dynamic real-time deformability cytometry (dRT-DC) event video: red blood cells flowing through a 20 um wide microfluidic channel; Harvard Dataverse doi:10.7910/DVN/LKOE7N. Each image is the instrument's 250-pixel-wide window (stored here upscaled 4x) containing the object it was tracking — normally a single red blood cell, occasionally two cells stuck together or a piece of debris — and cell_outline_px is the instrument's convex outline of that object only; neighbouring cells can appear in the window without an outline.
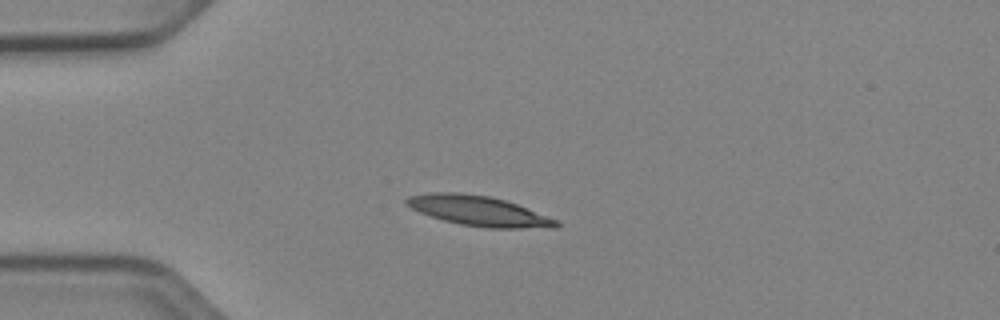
{"species": "Egyptian fruit bat (a non-hibernating species)", "species_latin": "Rousettus aegyptiacus", "temperature_condition": "cold", "stored_images_in_passage": 40, "camera_frame_rate_fps": 3000, "um_per_image_px": 0.085, "animal": {"sex": "female"}, "frame": {"image": 1, "passage_image": 1, "time_ms": 0.0, "image_size_px": [1000, 320], "cell_outline_px": [[560, 224], [556, 228], [484, 228], [460, 224], [444, 220], [420, 212], [404, 204], [404, 200], [408, 196], [432, 192], [460, 192], [488, 196], [504, 200], [516, 204], [560, 220]], "centroid_in_image_um": [40.71, 17.93], "position_along_channel_um": 44.3, "area_um2": 26.24}}
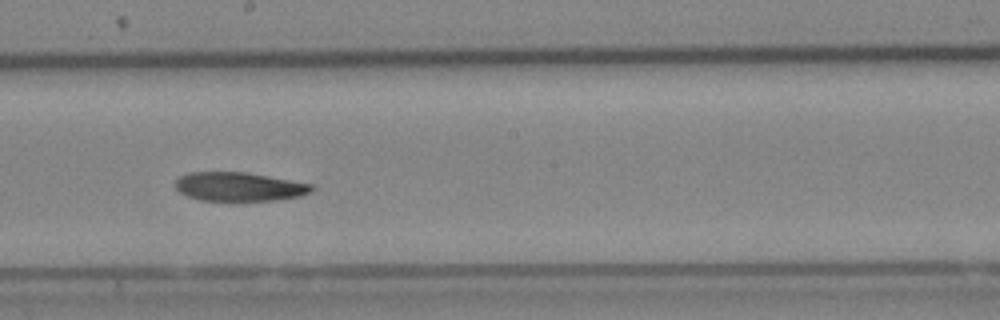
{"frame": {"image": 2, "passage_image": 17, "time_ms": 5.333, "image_size_px": [1000, 320], "cell_outline_px": [[316, 188], [312, 192], [300, 196], [272, 200], [200, 200], [188, 196], [180, 192], [176, 188], [176, 180], [180, 176], [188, 172], [244, 172], [312, 184]], "centroid_in_image_um": [20.33, 15.86], "position_along_channel_um": 227.9, "area_um2": 22.66}}
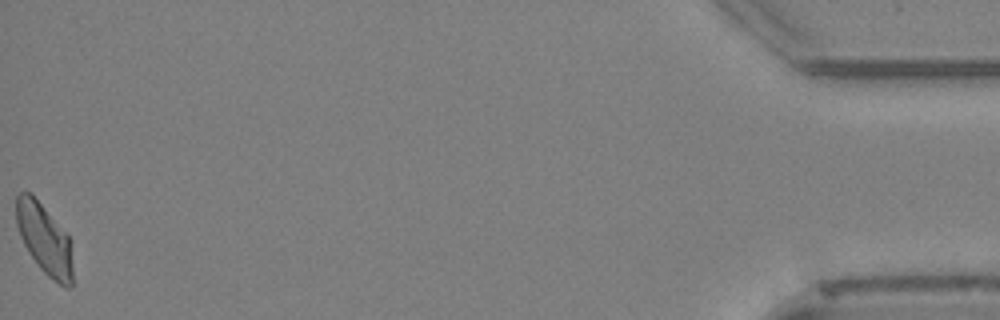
{"frame": {"image": 3, "passage_image": 40, "time_ms": 13.0, "image_size_px": [1000, 320], "cell_outline_px": [[72, 284], [68, 288], [64, 288], [52, 280], [40, 268], [28, 252], [20, 236], [16, 224], [16, 196], [20, 192], [32, 192], [72, 240]], "centroid_in_image_um": [3.79, 20.32], "position_along_channel_um": 431.4, "area_um2": 23.58}, "authors_computed_cell_mechanics": {"area_um2": 24.0448, "velocity_mm_per_s": 3.9015, "shape_relaxation_time_tau1_ms": 7.744, "shape_relaxation_time_tau2_ms": 6.2918, "deformation_change_tau1": 0.1613, "deformation_change_tau2": 0.1298}}